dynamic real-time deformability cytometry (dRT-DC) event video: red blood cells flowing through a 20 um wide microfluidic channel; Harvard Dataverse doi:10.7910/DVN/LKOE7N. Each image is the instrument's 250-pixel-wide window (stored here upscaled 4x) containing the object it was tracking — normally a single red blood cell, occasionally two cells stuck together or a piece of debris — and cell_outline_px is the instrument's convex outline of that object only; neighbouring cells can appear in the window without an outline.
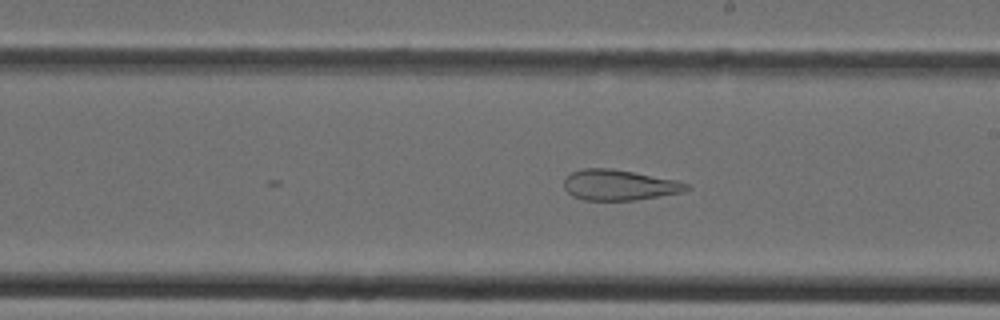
{"species": "Egyptian fruit bat (a non-hibernating species)", "species_latin": "Rousettus aegyptiacus", "temperature_condition": "cold", "stored_images_in_passage": 13, "camera_frame_rate_fps": 3000, "um_per_image_px": 0.085, "animal": {"sex": "female"}, "frame": {"image": 1, "passage_image": 13, "time_ms": 4.0, "image_size_px": [1000, 320], "cell_outline_px": [[692, 188], [684, 192], [636, 200], [584, 200], [572, 196], [564, 188], [564, 176], [572, 172], [584, 168], [612, 168], [676, 180], [688, 184]], "centroid_in_image_um": [52.62, 15.73], "position_along_channel_um": 236.4, "area_um2": 21.96}}